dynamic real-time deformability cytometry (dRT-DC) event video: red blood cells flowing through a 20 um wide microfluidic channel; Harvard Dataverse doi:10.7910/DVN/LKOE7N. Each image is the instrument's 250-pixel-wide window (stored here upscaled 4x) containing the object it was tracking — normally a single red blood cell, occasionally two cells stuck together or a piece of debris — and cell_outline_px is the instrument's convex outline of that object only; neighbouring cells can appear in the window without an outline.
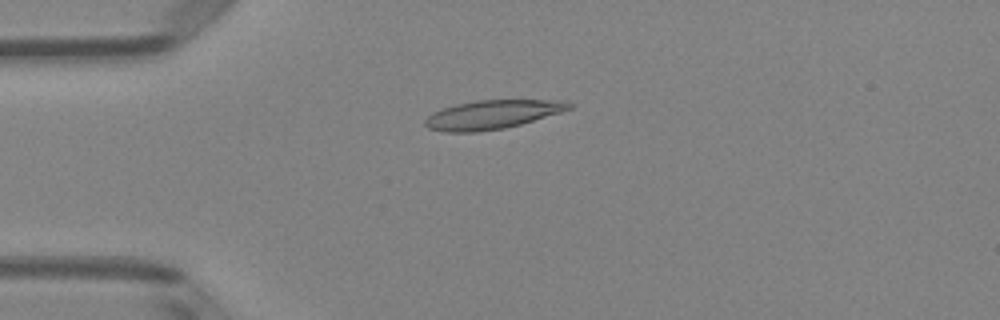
{"species": "Egyptian fruit bat (a non-hibernating species)", "species_latin": "Rousettus aegyptiacus", "temperature_condition": "room temperature", "stored_images_in_passage": 51, "camera_frame_rate_fps": 3000, "um_per_image_px": 0.085, "animal": {"sex": "female"}, "frame": {"image": 1, "passage_image": 13, "time_ms": 4.0, "image_size_px": [1000, 320], "cell_outline_px": [[572, 108], [560, 112], [520, 124], [504, 128], [476, 132], [444, 132], [428, 128], [424, 124], [424, 120], [432, 112], [456, 104], [476, 100], [564, 100], [572, 104]], "centroid_in_image_um": [41.81, 9.74], "position_along_channel_um": 43.2, "area_um2": 24.04}}
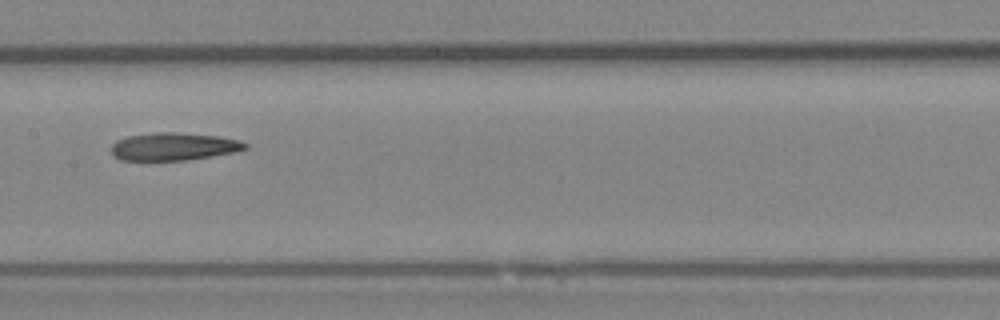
{"frame": {"image": 2, "passage_image": 26, "time_ms": 8.333, "image_size_px": [1000, 320], "cell_outline_px": [[248, 148], [236, 152], [188, 160], [120, 160], [112, 156], [112, 144], [116, 140], [128, 136], [156, 132], [180, 132], [216, 136], [240, 140], [248, 144]], "centroid_in_image_um": [14.77, 12.45], "position_along_channel_um": 192.6, "area_um2": 21.79}}
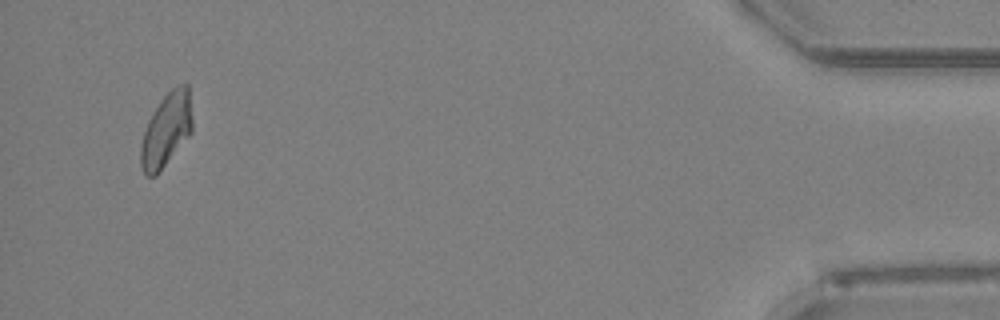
{"frame": {"image": 3, "passage_image": 49, "time_ms": 16.0, "image_size_px": [1000, 320], "cell_outline_px": [[192, 132], [156, 176], [144, 176], [140, 164], [140, 148], [144, 132], [148, 120], [160, 100], [176, 84], [188, 84], [192, 120]], "centroid_in_image_um": [14.13, 11.05], "position_along_channel_um": 421.1, "area_um2": 22.14}, "authors_computed_cell_mechanics": {"area_um2": 22.3686, "velocity_mm_per_s": 3.9866, "shape_relaxation_time_tau1_ms": null, "shape_relaxation_time_tau2_ms": 5.3806, "deformation_change_tau1": null, "deformation_change_tau2": 0.1609}}